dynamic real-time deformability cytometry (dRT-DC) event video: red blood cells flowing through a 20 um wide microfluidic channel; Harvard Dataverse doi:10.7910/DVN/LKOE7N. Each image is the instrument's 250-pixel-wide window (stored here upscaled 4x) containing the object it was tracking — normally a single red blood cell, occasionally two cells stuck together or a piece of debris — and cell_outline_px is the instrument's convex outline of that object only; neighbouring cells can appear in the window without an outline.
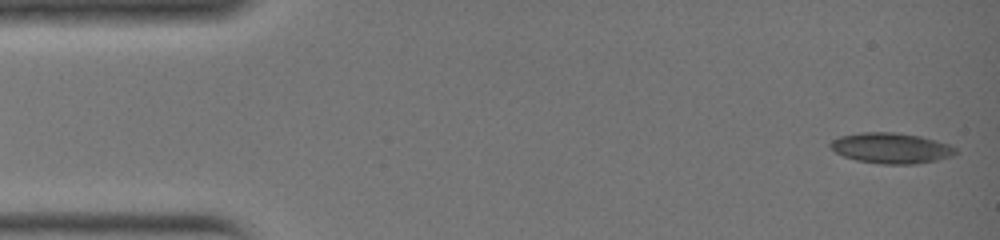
{"species": "common noctule bat (a hibernating species)", "species_latin": "Nyctalus noctula", "temperature_condition": "warm", "stored_images_in_passage": 31, "camera_frame_rate_fps": 3000, "um_per_image_px": 0.085, "animal": {"sex": "female", "body_mass_g": 19.0, "forearm_length_mm": 51.5}, "frame": {"image": 1, "passage_image": 1, "time_ms": 0.0, "image_size_px": [1000, 240], "cell_outline_px": [[956, 152], [952, 156], [936, 160], [916, 164], [880, 164], [856, 160], [844, 156], [828, 148], [828, 144], [832, 140], [840, 136], [860, 132], [896, 132], [920, 136], [936, 140], [948, 144], [956, 148]], "centroid_in_image_um": [75.71, 12.58], "position_along_channel_um": 9.3, "area_um2": 22.43}}
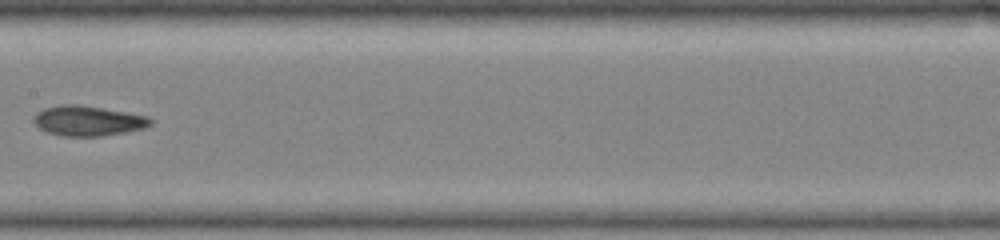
{"frame": {"image": 2, "passage_image": 18, "time_ms": 5.667, "image_size_px": [1000, 240], "cell_outline_px": [[152, 124], [144, 128], [104, 136], [60, 136], [48, 132], [40, 128], [32, 120], [36, 112], [44, 108], [64, 104], [80, 104], [128, 112], [148, 116], [152, 120]], "centroid_in_image_um": [7.48, 10.26], "position_along_channel_um": 199.9, "area_um2": 20.58}}
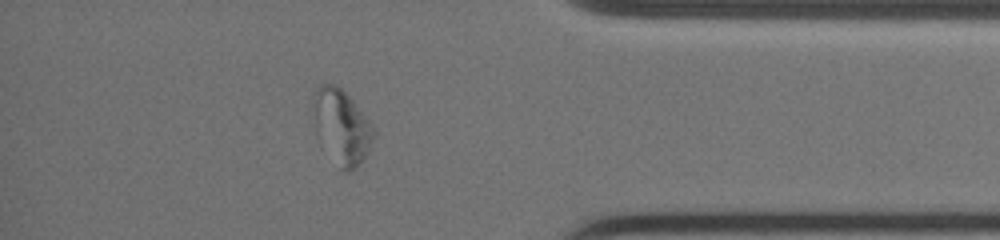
{"frame": {"image": 3, "passage_image": 30, "time_ms": 9.667, "image_size_px": [1000, 240], "cell_outline_px": [[376, 136], [368, 152], [360, 164], [356, 168], [348, 172], [344, 172], [340, 168], [316, 136], [312, 100], [312, 96], [316, 84], [336, 84], [352, 100], [376, 128]], "centroid_in_image_um": [29.04, 10.75], "position_along_channel_um": 406.2, "area_um2": 26.59}}